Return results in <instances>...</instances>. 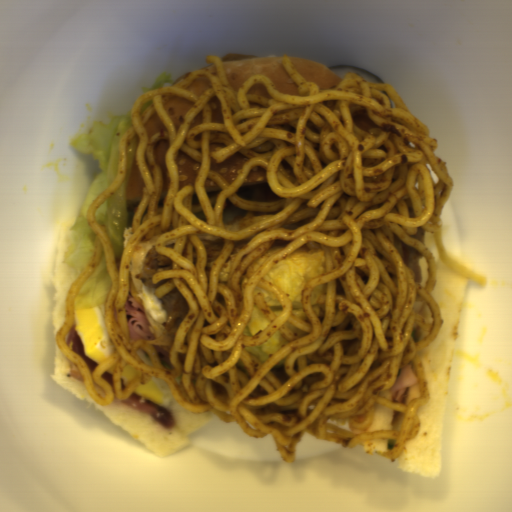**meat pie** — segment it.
<instances>
[{
    "instance_id": "b5893723",
    "label": "meat pie",
    "mask_w": 512,
    "mask_h": 512,
    "mask_svg": "<svg viewBox=\"0 0 512 512\" xmlns=\"http://www.w3.org/2000/svg\"><path fill=\"white\" fill-rule=\"evenodd\" d=\"M173 259H170L158 252L156 245L151 247L141 262V279L142 282L151 287L154 294L158 287L169 280L160 279L156 284L153 283V274L164 270H171Z\"/></svg>"
},
{
    "instance_id": "c0bc52ac",
    "label": "meat pie",
    "mask_w": 512,
    "mask_h": 512,
    "mask_svg": "<svg viewBox=\"0 0 512 512\" xmlns=\"http://www.w3.org/2000/svg\"><path fill=\"white\" fill-rule=\"evenodd\" d=\"M162 307L163 311L167 313L169 316L171 313L176 311H186L188 310V303L184 299L183 295L179 291L177 285L172 288L168 293H166L163 297L156 298Z\"/></svg>"
}]
</instances>
